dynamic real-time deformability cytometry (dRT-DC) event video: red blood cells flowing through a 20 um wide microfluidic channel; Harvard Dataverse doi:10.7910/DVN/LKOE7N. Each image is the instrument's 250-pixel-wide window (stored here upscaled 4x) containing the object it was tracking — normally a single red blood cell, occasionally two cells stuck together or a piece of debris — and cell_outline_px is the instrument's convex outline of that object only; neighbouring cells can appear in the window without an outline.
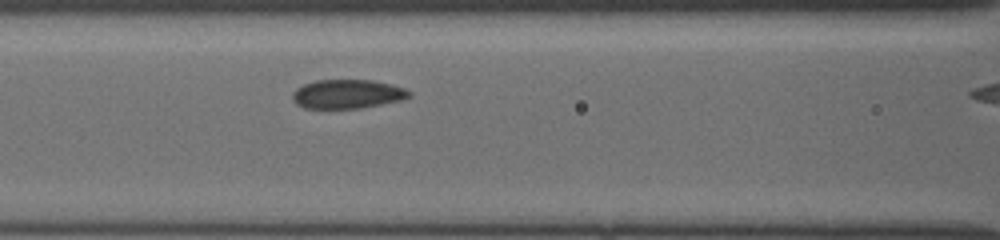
{"species": "common noctule bat (a hibernating species)", "species_latin": "Nyctalus noctula", "temperature_condition": "cold", "stored_images_in_passage": 8, "camera_frame_rate_fps": 3000, "um_per_image_px": 0.085, "animal": {"sex": "female", "body_mass_g": 19.5, "forearm_length_mm": 54.1}, "frame": {"image": 1, "passage_image": 7, "time_ms": 2.667, "image_size_px": [1000, 240], "cell_outline_px": [[412, 96], [404, 100], [360, 108], [304, 108], [296, 104], [292, 100], [292, 92], [296, 88], [304, 84], [316, 80], [372, 80], [392, 84], [404, 88], [412, 92]], "centroid_in_image_um": [29.55, 7.99], "position_along_channel_um": 137.1, "area_um2": 19.94}}